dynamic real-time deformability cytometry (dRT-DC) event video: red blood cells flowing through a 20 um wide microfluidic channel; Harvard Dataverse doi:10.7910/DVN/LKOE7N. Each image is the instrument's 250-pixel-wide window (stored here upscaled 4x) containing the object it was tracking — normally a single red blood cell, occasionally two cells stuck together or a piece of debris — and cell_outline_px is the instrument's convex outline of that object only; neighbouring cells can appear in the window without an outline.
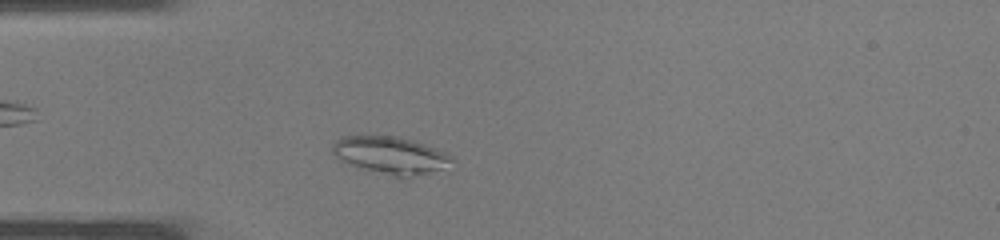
{"species": "common noctule bat (a hibernating species)", "species_latin": "Nyctalus noctula", "temperature_condition": "warm", "stored_images_in_passage": 31, "camera_frame_rate_fps": 3000, "um_per_image_px": 0.085, "animal": {"sex": "male", "body_mass_g": 19.0, "forearm_length_mm": 50.8}, "frame": {"image": 1, "passage_image": 4, "time_ms": 1.0, "image_size_px": [1000, 240], "cell_outline_px": [[456, 160], [440, 168], [404, 180], [400, 180], [348, 164], [340, 160], [332, 152], [332, 144], [336, 140], [344, 136], [396, 136], [412, 140], [436, 148], [452, 156]], "centroid_in_image_um": [33.17, 13.22], "position_along_channel_um": 51.8, "area_um2": 26.18}}
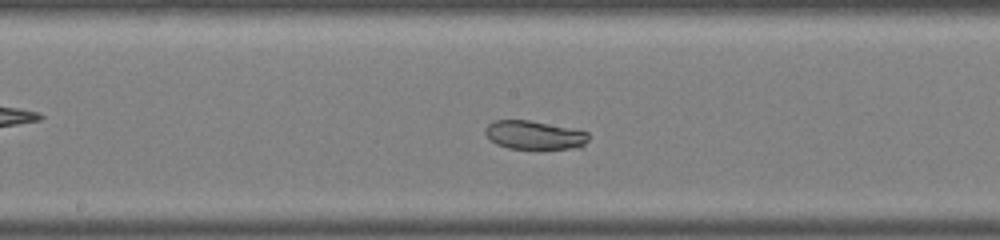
{"frame": {"image": 2, "passage_image": 13, "time_ms": 4.0, "image_size_px": [1000, 240], "cell_outline_px": [[588, 140], [584, 148], [508, 148], [496, 144], [484, 132], [484, 128], [492, 120], [528, 120], [588, 132]], "centroid_in_image_um": [45.41, 11.48], "position_along_channel_um": 202.8, "area_um2": 17.05}}
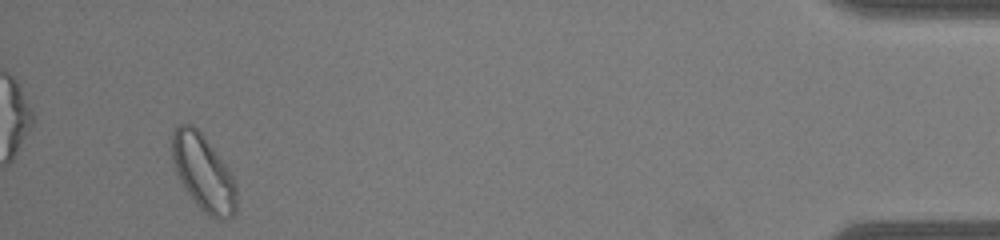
{"frame": {"image": 3, "passage_image": 29, "time_ms": 9.333, "image_size_px": [1000, 240], "cell_outline_px": [[236, 208], [232, 216], [228, 220], [220, 220], [204, 212], [192, 200], [176, 172], [172, 160], [172, 136], [176, 128], [180, 124], [192, 124], [204, 136], [228, 168], [236, 184]], "centroid_in_image_um": [17.29, 14.7], "position_along_channel_um": 417.9, "area_um2": 28.26}}